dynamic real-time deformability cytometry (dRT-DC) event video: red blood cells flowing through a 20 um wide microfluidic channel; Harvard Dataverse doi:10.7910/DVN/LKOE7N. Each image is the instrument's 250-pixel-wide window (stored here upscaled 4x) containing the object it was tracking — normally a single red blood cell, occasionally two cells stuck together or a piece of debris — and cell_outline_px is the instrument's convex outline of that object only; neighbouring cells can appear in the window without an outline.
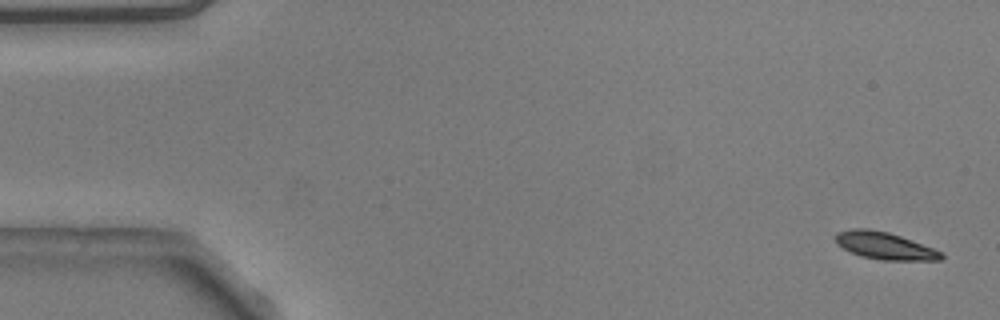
{"species": "common noctule bat (a hibernating species)", "species_latin": "Nyctalus noctula", "temperature_condition": "warm", "stored_images_in_passage": 54, "camera_frame_rate_fps": 3000, "um_per_image_px": 0.085, "animal": {"sex": "male", "body_mass_g": 20.5, "forearm_length_mm": 52.5}, "frame": {"image": 1, "passage_image": 1, "time_ms": 0.0, "image_size_px": [1000, 320], "cell_outline_px": [[944, 256], [940, 260], [880, 260], [860, 256], [836, 244], [836, 232], [852, 228], [868, 228], [888, 232], [912, 240], [944, 252]], "centroid_in_image_um": [75.21, 20.88], "position_along_channel_um": 9.8, "area_um2": 16.82}}
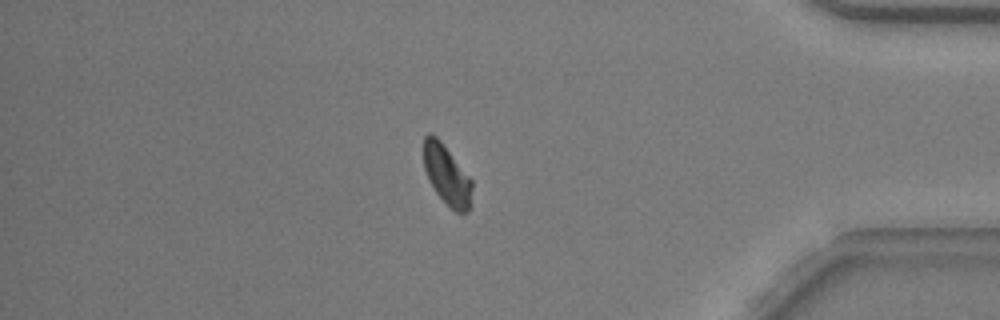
{"frame": {"image": 2, "passage_image": 45, "time_ms": 14.667, "image_size_px": [1000, 320], "cell_outline_px": [[472, 204], [468, 212], [456, 212], [436, 192], [428, 180], [424, 168], [424, 136], [428, 132], [432, 132], [440, 140], [472, 180]], "centroid_in_image_um": [37.98, 14.86], "position_along_channel_um": 397.2, "area_um2": 16.82}}
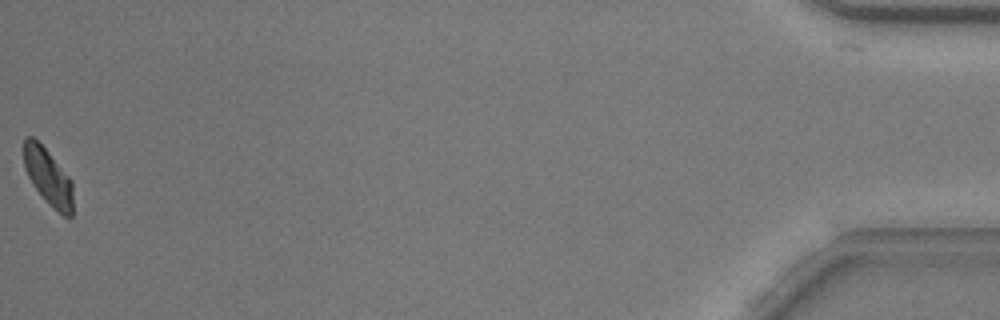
{"frame": {"image": 3, "passage_image": 53, "time_ms": 17.333, "image_size_px": [1000, 320], "cell_outline_px": [[72, 216], [64, 216], [32, 184], [24, 168], [24, 140], [28, 136], [32, 136], [48, 152], [72, 180]], "centroid_in_image_um": [4.08, 14.98], "position_along_channel_um": 431.1, "area_um2": 15.55}, "authors_computed_cell_mechanics": {"area_um2": 17.7446, "velocity_mm_per_s": 3.7589, "shape_relaxation_time_tau1_ms": 2.06, "shape_relaxation_time_tau2_ms": null, "deformation_change_tau1": 0.1147, "deformation_change_tau2": null}}